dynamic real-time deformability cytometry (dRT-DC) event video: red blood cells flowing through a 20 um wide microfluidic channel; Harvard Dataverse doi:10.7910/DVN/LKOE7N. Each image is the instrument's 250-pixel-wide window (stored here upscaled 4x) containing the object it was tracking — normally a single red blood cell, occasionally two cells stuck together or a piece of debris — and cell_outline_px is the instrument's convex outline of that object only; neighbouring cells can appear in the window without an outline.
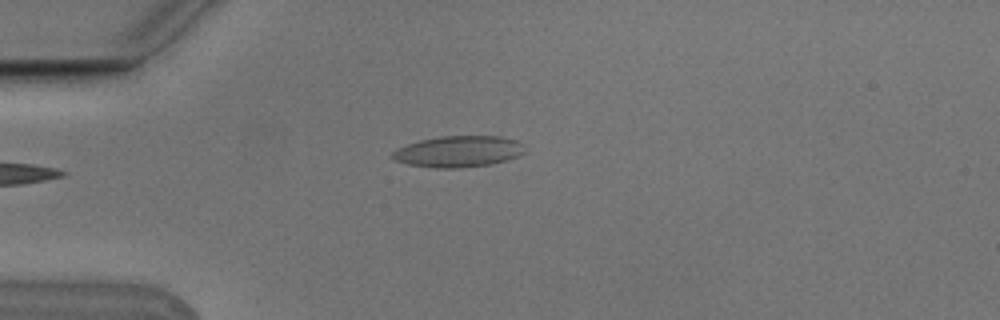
{"species": "Egyptian fruit bat (a non-hibernating species)", "species_latin": "Rousettus aegyptiacus", "temperature_condition": "cold", "stored_images_in_passage": 6, "camera_frame_rate_fps": 3000, "um_per_image_px": 0.085, "animal": {"sex": "male"}, "frame": {"image": 1, "passage_image": 6, "time_ms": 1.667, "image_size_px": [1000, 320], "cell_outline_px": [[524, 152], [508, 160], [492, 164], [460, 168], [436, 168], [408, 164], [392, 160], [388, 156], [396, 148], [420, 140], [436, 136], [500, 136], [516, 140], [524, 144]], "centroid_in_image_um": [38.93, 12.88], "position_along_channel_um": 46.1, "area_um2": 24.39}}